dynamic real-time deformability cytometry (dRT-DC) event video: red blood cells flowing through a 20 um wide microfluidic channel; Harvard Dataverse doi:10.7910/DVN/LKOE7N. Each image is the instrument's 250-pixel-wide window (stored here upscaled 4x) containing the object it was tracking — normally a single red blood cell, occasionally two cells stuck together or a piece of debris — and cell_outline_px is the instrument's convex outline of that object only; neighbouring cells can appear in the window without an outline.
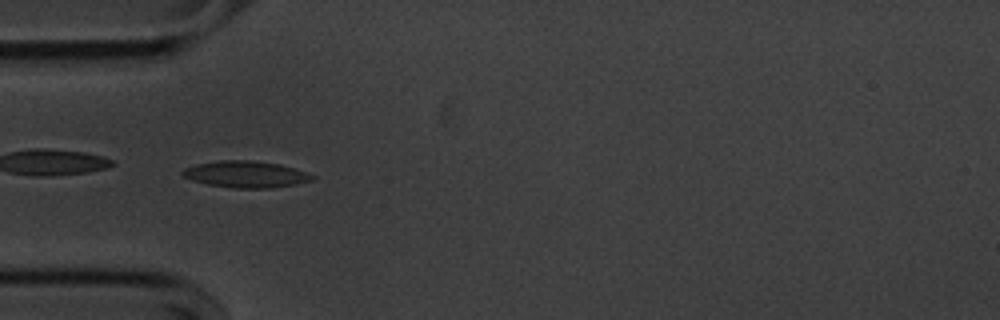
{"species": "common noctule bat (a hibernating species)", "species_latin": "Nyctalus noctula", "temperature_condition": "cold", "stored_images_in_passage": 40, "camera_frame_rate_fps": 3000, "um_per_image_px": 0.085, "animal": {"sex": "male", "body_mass_g": 20.1, "forearm_length_mm": 53.5}, "frame": {"image": 1, "passage_image": 1, "time_ms": 0.0, "image_size_px": [1000, 320], "cell_outline_px": [[316, 176], [312, 180], [272, 188], [232, 188], [208, 184], [192, 180], [184, 176], [180, 172], [184, 168], [196, 164], [220, 160], [252, 160], [280, 164], [308, 172]], "centroid_in_image_um": [20.89, 14.8], "position_along_channel_um": 64.1, "area_um2": 20.06}}
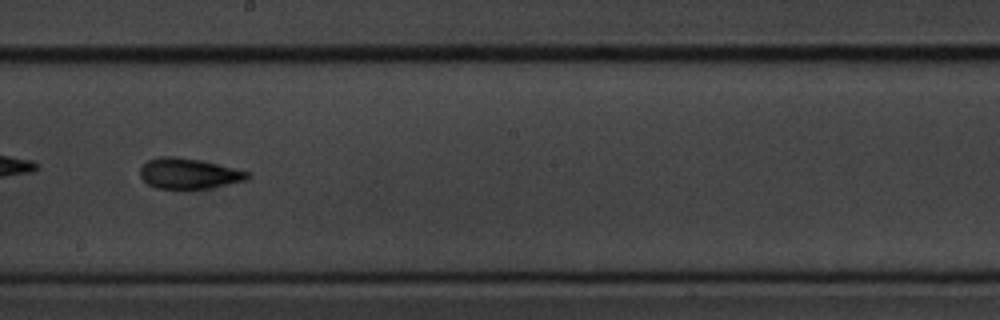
{"frame": {"image": 2, "passage_image": 15, "time_ms": 4.667, "image_size_px": [1000, 320], "cell_outline_px": [[252, 176], [248, 180], [208, 188], [156, 188], [148, 184], [140, 176], [140, 168], [148, 160], [160, 156], [176, 156], [200, 160], [252, 172]], "centroid_in_image_um": [16.08, 14.74], "position_along_channel_um": 232.1, "area_um2": 19.13}}
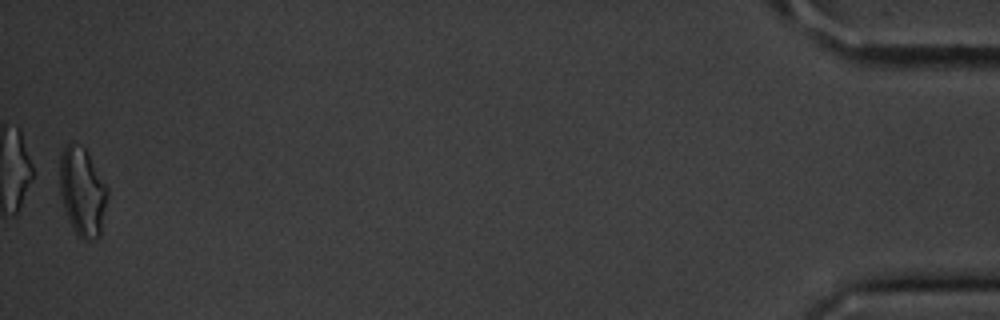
{"frame": {"image": 3, "passage_image": 39, "time_ms": 12.667, "image_size_px": [1000, 320], "cell_outline_px": [[108, 196], [100, 236], [92, 240], [84, 240], [76, 236], [68, 220], [60, 196], [60, 152], [72, 140], [84, 148], [88, 152], [108, 188]], "centroid_in_image_um": [7.0, 16.31], "position_along_channel_um": 428.2, "area_um2": 25.03}, "authors_computed_cell_mechanics": {"area_um2": 18.5538, "velocity_mm_per_s": 3.6022, "shape_relaxation_time_tau1_ms": 4.0233, "shape_relaxation_time_tau2_ms": 3.3998, "deformation_change_tau1": 0.1306, "deformation_change_tau2": 0.117}}